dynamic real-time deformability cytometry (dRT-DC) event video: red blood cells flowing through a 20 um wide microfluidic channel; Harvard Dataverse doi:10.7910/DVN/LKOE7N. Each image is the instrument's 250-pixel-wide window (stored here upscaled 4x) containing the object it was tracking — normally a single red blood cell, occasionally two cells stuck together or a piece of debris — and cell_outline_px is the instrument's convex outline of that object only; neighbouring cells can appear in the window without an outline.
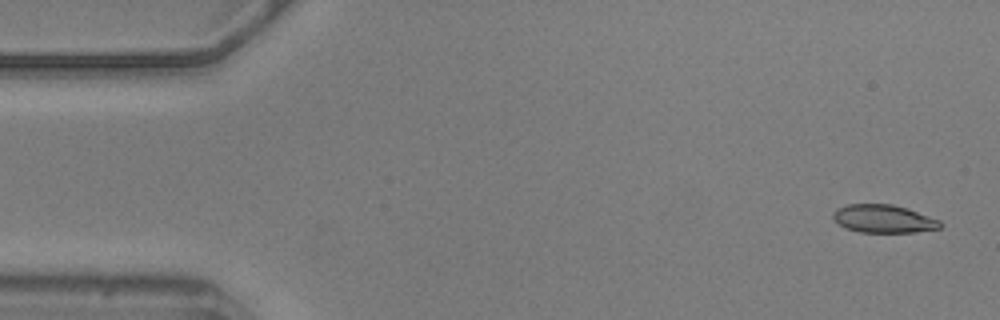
{"species": "common noctule bat (a hibernating species)", "species_latin": "Nyctalus noctula", "temperature_condition": "warm", "stored_images_in_passage": 13, "camera_frame_rate_fps": 3000, "um_per_image_px": 0.085, "animal": {"sex": "male", "body_mass_g": 20.5, "forearm_length_mm": 52.5}, "frame": {"image": 1, "passage_image": 2, "time_ms": 0.333, "image_size_px": [1000, 320], "cell_outline_px": [[944, 224], [940, 228], [916, 232], [860, 232], [844, 228], [832, 216], [832, 212], [836, 208], [848, 204], [892, 204], [908, 208], [940, 220]], "centroid_in_image_um": [75.11, 18.59], "position_along_channel_um": 9.9, "area_um2": 17.63}}